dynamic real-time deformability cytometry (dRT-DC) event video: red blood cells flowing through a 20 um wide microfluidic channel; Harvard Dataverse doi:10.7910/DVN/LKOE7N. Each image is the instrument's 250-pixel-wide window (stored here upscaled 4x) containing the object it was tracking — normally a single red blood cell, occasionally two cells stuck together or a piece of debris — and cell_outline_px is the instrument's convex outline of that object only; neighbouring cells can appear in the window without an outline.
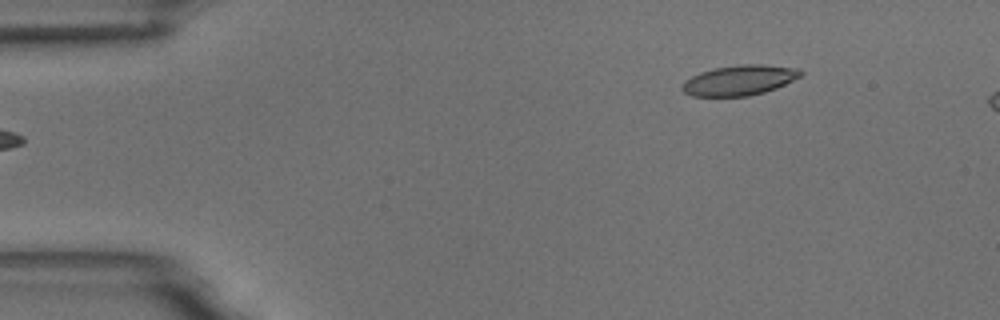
{"species": "common noctule bat (a hibernating species)", "species_latin": "Nyctalus noctula", "temperature_condition": "room temperature", "stored_images_in_passage": 5, "camera_frame_rate_fps": 3000, "um_per_image_px": 0.085, "animal": {"sex": "male", "body_mass_g": 18.8}, "frame": {"image": 1, "passage_image": 5, "time_ms": 5.667, "image_size_px": [1000, 320], "cell_outline_px": [[804, 72], [800, 76], [776, 88], [764, 92], [748, 96], [692, 96], [684, 92], [680, 88], [684, 80], [700, 72], [712, 68], [736, 64], [764, 64], [796, 68]], "centroid_in_image_um": [62.81, 6.81], "position_along_channel_um": 22.2, "area_um2": 20.92}}